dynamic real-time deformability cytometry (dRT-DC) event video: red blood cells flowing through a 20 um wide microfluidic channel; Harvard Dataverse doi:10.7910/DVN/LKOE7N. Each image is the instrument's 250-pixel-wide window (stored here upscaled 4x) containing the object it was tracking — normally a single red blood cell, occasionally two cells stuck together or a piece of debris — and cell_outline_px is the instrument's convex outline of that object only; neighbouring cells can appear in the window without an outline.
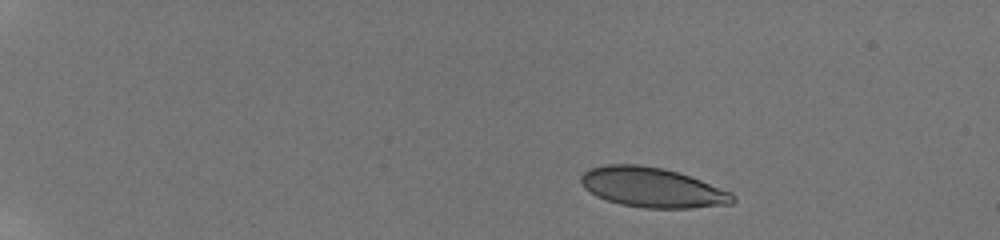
{"species": "human", "species_latin": "Homo sapiens", "temperature_condition": "room temperature", "stored_images_in_passage": 47, "camera_frame_rate_fps": 3000, "um_per_image_px": 0.085, "donor": {"sex": "male"}, "frame": {"image": 1, "passage_image": 1, "time_ms": 0.0, "image_size_px": [1000, 240], "cell_outline_px": [[736, 200], [732, 204], [692, 208], [644, 208], [620, 204], [596, 196], [584, 188], [580, 180], [580, 176], [588, 168], [604, 164], [640, 164], [664, 168], [700, 180], [732, 192], [736, 196]], "centroid_in_image_um": [55.43, 15.93], "position_along_channel_um": 29.6, "area_um2": 35.43}}
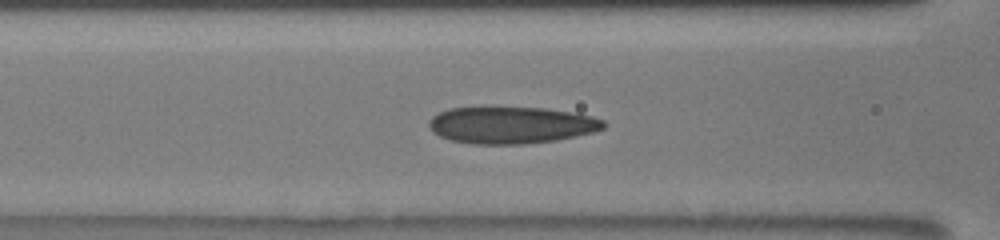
{"frame": {"image": 2, "passage_image": 18, "time_ms": 5.667, "image_size_px": [1000, 240], "cell_outline_px": [[608, 124], [604, 128], [592, 132], [556, 140], [524, 144], [472, 144], [452, 140], [440, 136], [432, 132], [428, 124], [428, 120], [432, 116], [448, 108], [484, 104], [544, 108], [592, 116], [604, 120]], "centroid_in_image_um": [43.38, 10.58], "position_along_channel_um": 123.2, "area_um2": 38.67}}
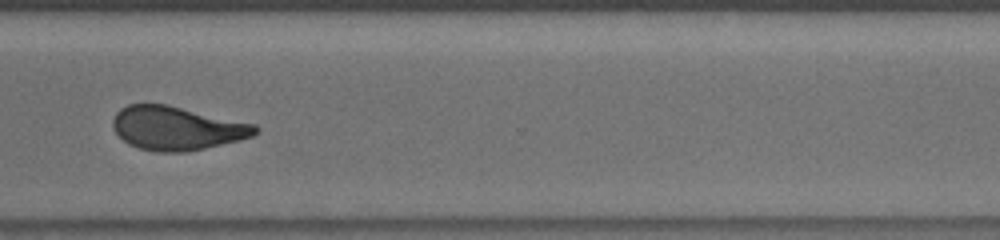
{"frame": {"image": 3, "passage_image": 36, "time_ms": 11.667, "image_size_px": [1000, 240], "cell_outline_px": [[260, 132], [252, 136], [240, 140], [204, 148], [184, 152], [160, 152], [140, 148], [128, 144], [112, 128], [112, 120], [116, 112], [120, 108], [128, 104], [168, 104], [256, 124], [260, 128]], "centroid_in_image_um": [15.05, 10.88], "position_along_channel_um": 355.6, "area_um2": 36.41}, "authors_computed_cell_mechanics": {"area_um2": 36.414, "velocity_mm_per_s": 3.8788, "shape_relaxation_time_tau1_ms": 5.7132, "shape_relaxation_time_tau2_ms": 1.549, "deformation_change_tau1": 0.1687, "deformation_change_tau2": 0.0796}}